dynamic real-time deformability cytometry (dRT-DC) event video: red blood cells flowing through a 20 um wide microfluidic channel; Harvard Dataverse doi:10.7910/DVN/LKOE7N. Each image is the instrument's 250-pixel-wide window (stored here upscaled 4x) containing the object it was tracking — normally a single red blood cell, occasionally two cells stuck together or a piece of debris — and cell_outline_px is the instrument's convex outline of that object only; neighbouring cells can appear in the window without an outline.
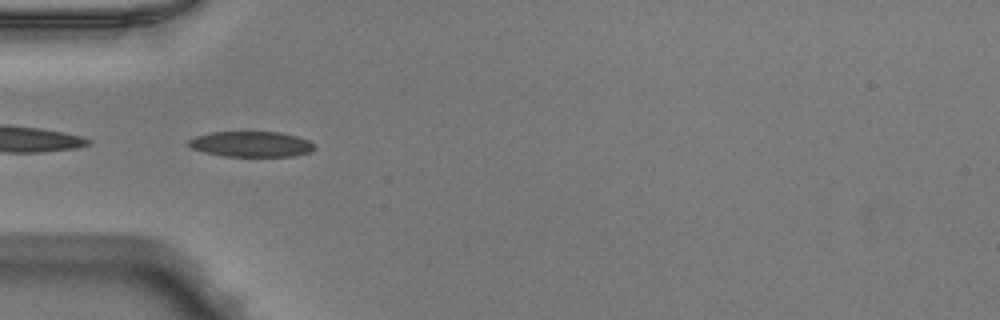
{"species": "Egyptian fruit bat (a non-hibernating species)", "species_latin": "Rousettus aegyptiacus", "temperature_condition": "warm", "stored_images_in_passage": 35, "camera_frame_rate_fps": 3000, "um_per_image_px": 0.085, "animal": {"sex": "male"}, "frame": {"image": 1, "passage_image": 1, "time_ms": 0.0, "image_size_px": [1000, 320], "cell_outline_px": [[316, 148], [312, 152], [292, 156], [224, 156], [204, 152], [192, 148], [188, 144], [188, 140], [196, 136], [208, 132], [280, 132], [296, 136], [308, 140], [316, 144]], "centroid_in_image_um": [21.38, 12.25], "position_along_channel_um": 63.6, "area_um2": 18.79}}
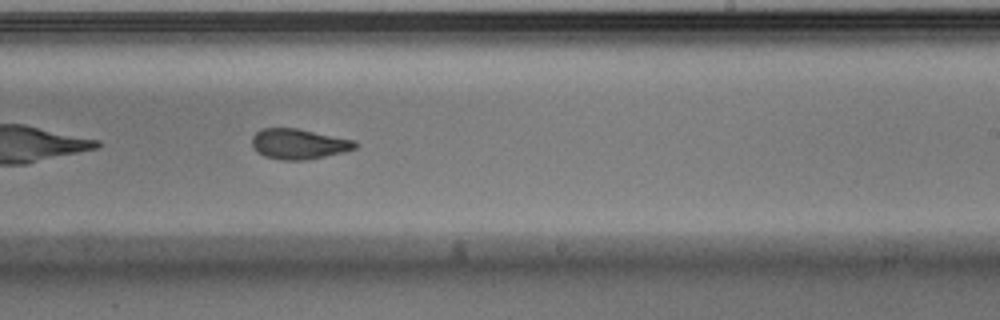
{"frame": {"image": 2, "passage_image": 16, "time_ms": 5.0, "image_size_px": [1000, 320], "cell_outline_px": [[356, 148], [344, 152], [308, 160], [280, 160], [264, 156], [256, 152], [252, 144], [252, 136], [260, 128], [296, 128], [356, 140]], "centroid_in_image_um": [25.38, 12.24], "position_along_channel_um": 263.6, "area_um2": 18.38}, "authors_computed_cell_mechanics": {"area_um2": 18.7272, "velocity_mm_per_s": 4.016, "shape_relaxation_time_tau1_ms": null, "shape_relaxation_time_tau2_ms": 2.4742, "deformation_change_tau1": null, "deformation_change_tau2": 0.0945}}